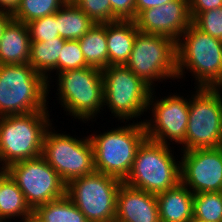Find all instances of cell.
Wrapping results in <instances>:
<instances>
[{
  "mask_svg": "<svg viewBox=\"0 0 222 222\" xmlns=\"http://www.w3.org/2000/svg\"><path fill=\"white\" fill-rule=\"evenodd\" d=\"M173 148L146 138L123 182L155 195L177 186L181 182L180 155Z\"/></svg>",
  "mask_w": 222,
  "mask_h": 222,
  "instance_id": "cell-5",
  "label": "cell"
},
{
  "mask_svg": "<svg viewBox=\"0 0 222 222\" xmlns=\"http://www.w3.org/2000/svg\"><path fill=\"white\" fill-rule=\"evenodd\" d=\"M112 22L135 19V0H110Z\"/></svg>",
  "mask_w": 222,
  "mask_h": 222,
  "instance_id": "cell-31",
  "label": "cell"
},
{
  "mask_svg": "<svg viewBox=\"0 0 222 222\" xmlns=\"http://www.w3.org/2000/svg\"><path fill=\"white\" fill-rule=\"evenodd\" d=\"M59 36L64 40H79L95 24L90 17L73 3L64 4L56 12Z\"/></svg>",
  "mask_w": 222,
  "mask_h": 222,
  "instance_id": "cell-22",
  "label": "cell"
},
{
  "mask_svg": "<svg viewBox=\"0 0 222 222\" xmlns=\"http://www.w3.org/2000/svg\"><path fill=\"white\" fill-rule=\"evenodd\" d=\"M176 52L178 82L189 72L195 87L222 89V40L191 23L176 41Z\"/></svg>",
  "mask_w": 222,
  "mask_h": 222,
  "instance_id": "cell-2",
  "label": "cell"
},
{
  "mask_svg": "<svg viewBox=\"0 0 222 222\" xmlns=\"http://www.w3.org/2000/svg\"><path fill=\"white\" fill-rule=\"evenodd\" d=\"M178 153L181 183L193 194L222 192V146Z\"/></svg>",
  "mask_w": 222,
  "mask_h": 222,
  "instance_id": "cell-14",
  "label": "cell"
},
{
  "mask_svg": "<svg viewBox=\"0 0 222 222\" xmlns=\"http://www.w3.org/2000/svg\"><path fill=\"white\" fill-rule=\"evenodd\" d=\"M155 90L158 89H152L148 102L147 112L151 113V117L147 116L144 122L147 138L168 146L177 144L180 147L185 142L189 97L184 98L177 91L161 97L159 92V96L155 95Z\"/></svg>",
  "mask_w": 222,
  "mask_h": 222,
  "instance_id": "cell-12",
  "label": "cell"
},
{
  "mask_svg": "<svg viewBox=\"0 0 222 222\" xmlns=\"http://www.w3.org/2000/svg\"><path fill=\"white\" fill-rule=\"evenodd\" d=\"M138 32L134 20H117L106 23L108 66L125 65L129 60Z\"/></svg>",
  "mask_w": 222,
  "mask_h": 222,
  "instance_id": "cell-19",
  "label": "cell"
},
{
  "mask_svg": "<svg viewBox=\"0 0 222 222\" xmlns=\"http://www.w3.org/2000/svg\"><path fill=\"white\" fill-rule=\"evenodd\" d=\"M50 112L0 117V168L41 156L45 132L53 122Z\"/></svg>",
  "mask_w": 222,
  "mask_h": 222,
  "instance_id": "cell-6",
  "label": "cell"
},
{
  "mask_svg": "<svg viewBox=\"0 0 222 222\" xmlns=\"http://www.w3.org/2000/svg\"><path fill=\"white\" fill-rule=\"evenodd\" d=\"M21 0H0V10L14 14L20 6Z\"/></svg>",
  "mask_w": 222,
  "mask_h": 222,
  "instance_id": "cell-34",
  "label": "cell"
},
{
  "mask_svg": "<svg viewBox=\"0 0 222 222\" xmlns=\"http://www.w3.org/2000/svg\"><path fill=\"white\" fill-rule=\"evenodd\" d=\"M193 217L203 222H222V192L194 194Z\"/></svg>",
  "mask_w": 222,
  "mask_h": 222,
  "instance_id": "cell-25",
  "label": "cell"
},
{
  "mask_svg": "<svg viewBox=\"0 0 222 222\" xmlns=\"http://www.w3.org/2000/svg\"><path fill=\"white\" fill-rule=\"evenodd\" d=\"M102 77L103 109H105L103 111L106 113L109 109L108 112H111L109 115L119 122H129L130 120L144 123L143 115H147L152 88L125 65H109L102 70ZM138 118H140L139 121H137Z\"/></svg>",
  "mask_w": 222,
  "mask_h": 222,
  "instance_id": "cell-7",
  "label": "cell"
},
{
  "mask_svg": "<svg viewBox=\"0 0 222 222\" xmlns=\"http://www.w3.org/2000/svg\"><path fill=\"white\" fill-rule=\"evenodd\" d=\"M125 66L152 89L166 80L177 81L176 41L160 34H136Z\"/></svg>",
  "mask_w": 222,
  "mask_h": 222,
  "instance_id": "cell-9",
  "label": "cell"
},
{
  "mask_svg": "<svg viewBox=\"0 0 222 222\" xmlns=\"http://www.w3.org/2000/svg\"><path fill=\"white\" fill-rule=\"evenodd\" d=\"M33 210L27 204L23 192L10 177L6 168H2V188L0 192V222L11 220L24 222Z\"/></svg>",
  "mask_w": 222,
  "mask_h": 222,
  "instance_id": "cell-20",
  "label": "cell"
},
{
  "mask_svg": "<svg viewBox=\"0 0 222 222\" xmlns=\"http://www.w3.org/2000/svg\"><path fill=\"white\" fill-rule=\"evenodd\" d=\"M30 44L27 24L12 19L0 39V65L28 63Z\"/></svg>",
  "mask_w": 222,
  "mask_h": 222,
  "instance_id": "cell-17",
  "label": "cell"
},
{
  "mask_svg": "<svg viewBox=\"0 0 222 222\" xmlns=\"http://www.w3.org/2000/svg\"><path fill=\"white\" fill-rule=\"evenodd\" d=\"M115 222H160L156 195L123 182L117 193Z\"/></svg>",
  "mask_w": 222,
  "mask_h": 222,
  "instance_id": "cell-16",
  "label": "cell"
},
{
  "mask_svg": "<svg viewBox=\"0 0 222 222\" xmlns=\"http://www.w3.org/2000/svg\"><path fill=\"white\" fill-rule=\"evenodd\" d=\"M63 0H21L13 19L29 23L35 19L56 13L63 5Z\"/></svg>",
  "mask_w": 222,
  "mask_h": 222,
  "instance_id": "cell-26",
  "label": "cell"
},
{
  "mask_svg": "<svg viewBox=\"0 0 222 222\" xmlns=\"http://www.w3.org/2000/svg\"><path fill=\"white\" fill-rule=\"evenodd\" d=\"M65 41L59 36L47 42H31L30 44L28 64L42 75L47 83L56 76V66Z\"/></svg>",
  "mask_w": 222,
  "mask_h": 222,
  "instance_id": "cell-21",
  "label": "cell"
},
{
  "mask_svg": "<svg viewBox=\"0 0 222 222\" xmlns=\"http://www.w3.org/2000/svg\"><path fill=\"white\" fill-rule=\"evenodd\" d=\"M139 32L160 34L177 41L192 23L189 0H172L141 11L134 19Z\"/></svg>",
  "mask_w": 222,
  "mask_h": 222,
  "instance_id": "cell-15",
  "label": "cell"
},
{
  "mask_svg": "<svg viewBox=\"0 0 222 222\" xmlns=\"http://www.w3.org/2000/svg\"><path fill=\"white\" fill-rule=\"evenodd\" d=\"M120 123L125 125H118L111 130L107 127L108 130H102L103 132L96 130L89 136L93 146L95 171L124 181L130 174L137 150L147 135L144 123Z\"/></svg>",
  "mask_w": 222,
  "mask_h": 222,
  "instance_id": "cell-3",
  "label": "cell"
},
{
  "mask_svg": "<svg viewBox=\"0 0 222 222\" xmlns=\"http://www.w3.org/2000/svg\"><path fill=\"white\" fill-rule=\"evenodd\" d=\"M188 222H203V221H200V220L192 217Z\"/></svg>",
  "mask_w": 222,
  "mask_h": 222,
  "instance_id": "cell-38",
  "label": "cell"
},
{
  "mask_svg": "<svg viewBox=\"0 0 222 222\" xmlns=\"http://www.w3.org/2000/svg\"><path fill=\"white\" fill-rule=\"evenodd\" d=\"M222 7V0H189L192 20L201 12Z\"/></svg>",
  "mask_w": 222,
  "mask_h": 222,
  "instance_id": "cell-32",
  "label": "cell"
},
{
  "mask_svg": "<svg viewBox=\"0 0 222 222\" xmlns=\"http://www.w3.org/2000/svg\"><path fill=\"white\" fill-rule=\"evenodd\" d=\"M156 198L160 222H188L193 217L194 194L181 182Z\"/></svg>",
  "mask_w": 222,
  "mask_h": 222,
  "instance_id": "cell-18",
  "label": "cell"
},
{
  "mask_svg": "<svg viewBox=\"0 0 222 222\" xmlns=\"http://www.w3.org/2000/svg\"><path fill=\"white\" fill-rule=\"evenodd\" d=\"M6 170L33 211L66 195L67 184L42 156L15 162Z\"/></svg>",
  "mask_w": 222,
  "mask_h": 222,
  "instance_id": "cell-13",
  "label": "cell"
},
{
  "mask_svg": "<svg viewBox=\"0 0 222 222\" xmlns=\"http://www.w3.org/2000/svg\"><path fill=\"white\" fill-rule=\"evenodd\" d=\"M192 23L208 35L222 40V7L199 13Z\"/></svg>",
  "mask_w": 222,
  "mask_h": 222,
  "instance_id": "cell-30",
  "label": "cell"
},
{
  "mask_svg": "<svg viewBox=\"0 0 222 222\" xmlns=\"http://www.w3.org/2000/svg\"><path fill=\"white\" fill-rule=\"evenodd\" d=\"M194 88L188 94L189 118L185 142L177 147L180 152L222 146V89Z\"/></svg>",
  "mask_w": 222,
  "mask_h": 222,
  "instance_id": "cell-8",
  "label": "cell"
},
{
  "mask_svg": "<svg viewBox=\"0 0 222 222\" xmlns=\"http://www.w3.org/2000/svg\"><path fill=\"white\" fill-rule=\"evenodd\" d=\"M73 4L83 10L94 23L112 22L110 0H75Z\"/></svg>",
  "mask_w": 222,
  "mask_h": 222,
  "instance_id": "cell-29",
  "label": "cell"
},
{
  "mask_svg": "<svg viewBox=\"0 0 222 222\" xmlns=\"http://www.w3.org/2000/svg\"><path fill=\"white\" fill-rule=\"evenodd\" d=\"M172 0H135V17L143 10L164 5Z\"/></svg>",
  "mask_w": 222,
  "mask_h": 222,
  "instance_id": "cell-33",
  "label": "cell"
},
{
  "mask_svg": "<svg viewBox=\"0 0 222 222\" xmlns=\"http://www.w3.org/2000/svg\"><path fill=\"white\" fill-rule=\"evenodd\" d=\"M24 222H42L34 214L30 215Z\"/></svg>",
  "mask_w": 222,
  "mask_h": 222,
  "instance_id": "cell-36",
  "label": "cell"
},
{
  "mask_svg": "<svg viewBox=\"0 0 222 222\" xmlns=\"http://www.w3.org/2000/svg\"><path fill=\"white\" fill-rule=\"evenodd\" d=\"M48 83L26 64L0 65V117L47 111Z\"/></svg>",
  "mask_w": 222,
  "mask_h": 222,
  "instance_id": "cell-4",
  "label": "cell"
},
{
  "mask_svg": "<svg viewBox=\"0 0 222 222\" xmlns=\"http://www.w3.org/2000/svg\"><path fill=\"white\" fill-rule=\"evenodd\" d=\"M78 40H66L56 66L58 73L88 67Z\"/></svg>",
  "mask_w": 222,
  "mask_h": 222,
  "instance_id": "cell-27",
  "label": "cell"
},
{
  "mask_svg": "<svg viewBox=\"0 0 222 222\" xmlns=\"http://www.w3.org/2000/svg\"><path fill=\"white\" fill-rule=\"evenodd\" d=\"M54 78L48 83V89H50L48 94H51V88L54 89L56 85L57 97L55 98L63 108L61 110L66 112L65 115H70L73 121L75 119L76 122L79 120L83 123L89 124L90 121L93 123L101 113H104L102 112L104 92L101 69L88 66L58 73Z\"/></svg>",
  "mask_w": 222,
  "mask_h": 222,
  "instance_id": "cell-1",
  "label": "cell"
},
{
  "mask_svg": "<svg viewBox=\"0 0 222 222\" xmlns=\"http://www.w3.org/2000/svg\"><path fill=\"white\" fill-rule=\"evenodd\" d=\"M78 42L89 66L101 70L108 67L106 23H95Z\"/></svg>",
  "mask_w": 222,
  "mask_h": 222,
  "instance_id": "cell-23",
  "label": "cell"
},
{
  "mask_svg": "<svg viewBox=\"0 0 222 222\" xmlns=\"http://www.w3.org/2000/svg\"><path fill=\"white\" fill-rule=\"evenodd\" d=\"M64 1V3H66V4H71V3H74L75 2V0H63Z\"/></svg>",
  "mask_w": 222,
  "mask_h": 222,
  "instance_id": "cell-39",
  "label": "cell"
},
{
  "mask_svg": "<svg viewBox=\"0 0 222 222\" xmlns=\"http://www.w3.org/2000/svg\"><path fill=\"white\" fill-rule=\"evenodd\" d=\"M33 214L42 222H88L67 195L38 206Z\"/></svg>",
  "mask_w": 222,
  "mask_h": 222,
  "instance_id": "cell-24",
  "label": "cell"
},
{
  "mask_svg": "<svg viewBox=\"0 0 222 222\" xmlns=\"http://www.w3.org/2000/svg\"><path fill=\"white\" fill-rule=\"evenodd\" d=\"M31 42H47L59 37L56 13L35 19L27 23Z\"/></svg>",
  "mask_w": 222,
  "mask_h": 222,
  "instance_id": "cell-28",
  "label": "cell"
},
{
  "mask_svg": "<svg viewBox=\"0 0 222 222\" xmlns=\"http://www.w3.org/2000/svg\"><path fill=\"white\" fill-rule=\"evenodd\" d=\"M53 125L45 132L41 156L66 184L93 173L95 168L90 136H71L70 133L55 130L57 126Z\"/></svg>",
  "mask_w": 222,
  "mask_h": 222,
  "instance_id": "cell-10",
  "label": "cell"
},
{
  "mask_svg": "<svg viewBox=\"0 0 222 222\" xmlns=\"http://www.w3.org/2000/svg\"><path fill=\"white\" fill-rule=\"evenodd\" d=\"M12 19H13L12 14L0 10V39L2 37L3 30Z\"/></svg>",
  "mask_w": 222,
  "mask_h": 222,
  "instance_id": "cell-35",
  "label": "cell"
},
{
  "mask_svg": "<svg viewBox=\"0 0 222 222\" xmlns=\"http://www.w3.org/2000/svg\"><path fill=\"white\" fill-rule=\"evenodd\" d=\"M122 180L101 172L73 179L66 195L88 222H115L117 193Z\"/></svg>",
  "mask_w": 222,
  "mask_h": 222,
  "instance_id": "cell-11",
  "label": "cell"
},
{
  "mask_svg": "<svg viewBox=\"0 0 222 222\" xmlns=\"http://www.w3.org/2000/svg\"><path fill=\"white\" fill-rule=\"evenodd\" d=\"M2 188V168H0V192Z\"/></svg>",
  "mask_w": 222,
  "mask_h": 222,
  "instance_id": "cell-37",
  "label": "cell"
}]
</instances>
